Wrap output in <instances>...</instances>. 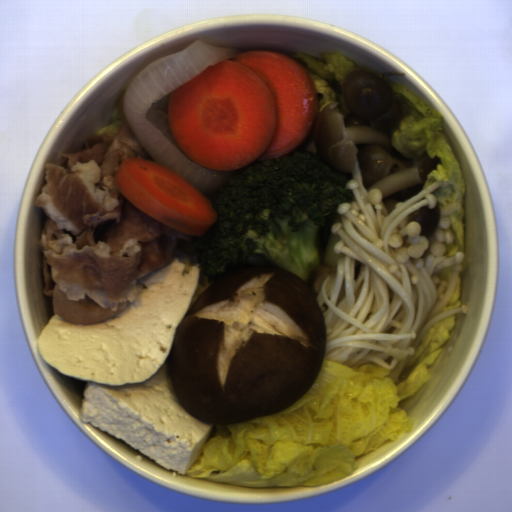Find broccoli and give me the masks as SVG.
<instances>
[{
  "mask_svg": "<svg viewBox=\"0 0 512 512\" xmlns=\"http://www.w3.org/2000/svg\"><path fill=\"white\" fill-rule=\"evenodd\" d=\"M353 174L334 170L312 151L246 165L226 176L213 192L217 220L204 237L177 238L173 258L189 259L199 274L213 278L226 266H256L255 254L305 283L321 264L316 246L325 216L355 199L346 185Z\"/></svg>",
  "mask_w": 512,
  "mask_h": 512,
  "instance_id": "obj_1",
  "label": "broccoli"
}]
</instances>
